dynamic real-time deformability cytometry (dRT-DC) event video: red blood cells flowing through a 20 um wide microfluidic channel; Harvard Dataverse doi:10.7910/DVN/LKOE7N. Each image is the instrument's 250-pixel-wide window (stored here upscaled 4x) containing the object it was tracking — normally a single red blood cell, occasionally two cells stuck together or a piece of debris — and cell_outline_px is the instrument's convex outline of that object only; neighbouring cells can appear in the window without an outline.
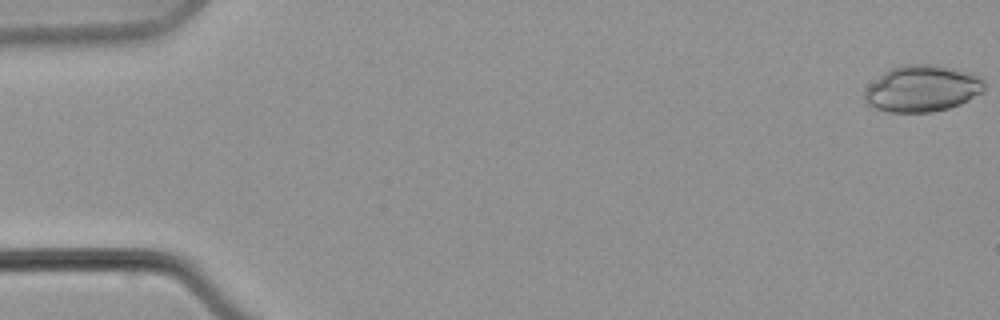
{"species": "common noctule bat (a hibernating species)", "species_latin": "Nyctalus noctula", "temperature_condition": "warm", "stored_images_in_passage": 9, "camera_frame_rate_fps": 3000, "um_per_image_px": 0.085, "animal": {"sex": "male", "body_mass_g": 21.5, "forearm_length_mm": 52.0}, "frame": {"image": 1, "passage_image": 1, "time_ms": 0.0, "image_size_px": [1000, 320], "cell_outline_px": [[984, 88], [980, 92], [968, 100], [960, 104], [948, 108], [932, 112], [888, 112], [876, 108], [868, 104], [864, 100], [864, 92], [884, 72], [900, 64], [940, 64], [972, 72], [984, 76]], "centroid_in_image_um": [78.44, 7.5], "position_along_channel_um": 6.6, "area_um2": 32.6}}